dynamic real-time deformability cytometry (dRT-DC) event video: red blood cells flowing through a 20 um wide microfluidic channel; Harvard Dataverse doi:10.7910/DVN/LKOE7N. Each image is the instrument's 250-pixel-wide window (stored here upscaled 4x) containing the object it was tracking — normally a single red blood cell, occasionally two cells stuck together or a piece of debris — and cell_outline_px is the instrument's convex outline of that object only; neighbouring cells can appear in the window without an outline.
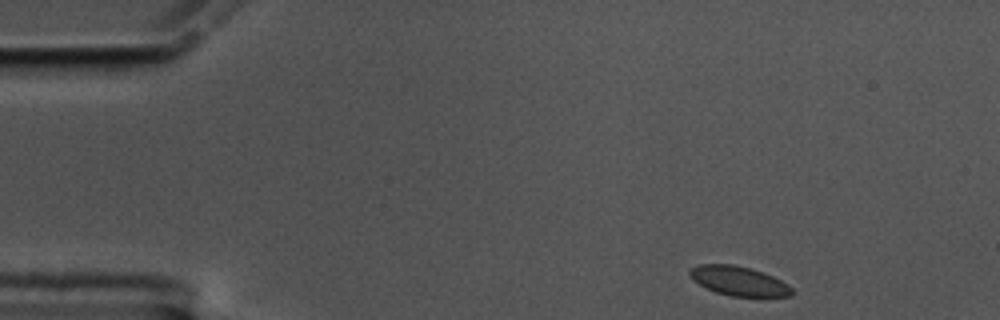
{"species": "common noctule bat (a hibernating species)", "species_latin": "Nyctalus noctula", "temperature_condition": "cold", "stored_images_in_passage": 51, "camera_frame_rate_fps": 3000, "um_per_image_px": 0.085, "animal": {"sex": "male", "body_mass_g": 17.5, "forearm_length_mm": 52.3}, "frame": {"image": 1, "passage_image": 1, "time_ms": 0.0, "image_size_px": [1000, 320], "cell_outline_px": [[792, 296], [732, 296], [716, 292], [692, 280], [688, 272], [692, 268], [700, 264], [732, 264], [764, 272], [788, 284], [792, 288]], "centroid_in_image_um": [62.79, 23.88], "position_along_channel_um": 22.2, "area_um2": 17.22}}
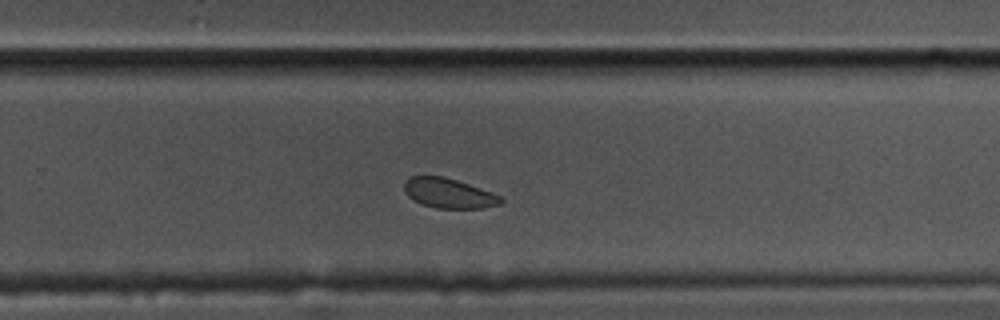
{"frame": {"image": 2, "passage_image": 31, "time_ms": 10.0, "image_size_px": [1000, 320], "cell_outline_px": [[504, 200], [500, 204], [484, 208], [436, 208], [424, 204], [408, 196], [404, 192], [404, 180], [412, 176], [444, 176], [492, 192], [500, 196]], "centroid_in_image_um": [38.14, 16.42], "position_along_channel_um": 291.7, "area_um2": 16.65}}
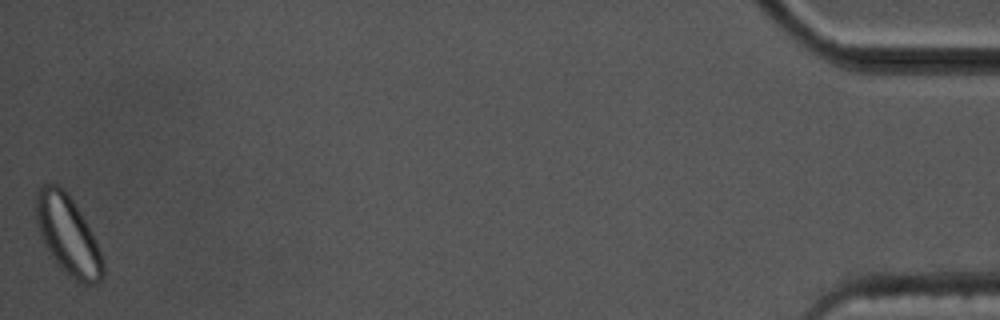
{"frame": {"image": 3, "passage_image": 51, "time_ms": 16.667, "image_size_px": [1000, 320], "cell_outline_px": [[104, 276], [96, 284], [84, 284], [76, 280], [52, 256], [44, 244], [36, 220], [36, 192], [44, 184], [56, 184], [64, 188], [88, 224], [96, 240], [104, 260]], "centroid_in_image_um": [5.8, 19.97], "position_along_channel_um": 429.4, "area_um2": 30.29}}